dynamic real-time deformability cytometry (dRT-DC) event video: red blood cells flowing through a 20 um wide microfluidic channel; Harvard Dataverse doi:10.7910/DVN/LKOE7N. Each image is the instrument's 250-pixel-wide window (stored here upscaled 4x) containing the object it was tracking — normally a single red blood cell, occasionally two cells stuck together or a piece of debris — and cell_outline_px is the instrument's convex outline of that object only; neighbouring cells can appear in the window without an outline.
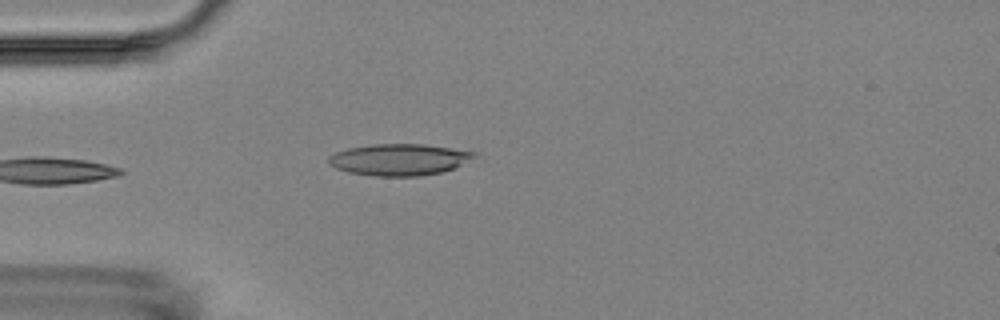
{"species": "Egyptian fruit bat (a non-hibernating species)", "species_latin": "Rousettus aegyptiacus", "temperature_condition": "room temperature", "stored_images_in_passage": 6, "camera_frame_rate_fps": 3000, "um_per_image_px": 0.085, "animal": {"sex": "female"}, "frame": {"image": 1, "passage_image": 5, "time_ms": 5.333, "image_size_px": [1000, 320], "cell_outline_px": [[480, 152], [476, 156], [452, 168], [440, 172], [420, 176], [376, 176], [348, 172], [336, 168], [328, 164], [328, 156], [336, 152], [348, 148], [372, 144], [424, 144]], "centroid_in_image_um": [33.91, 13.55], "position_along_channel_um": 51.1, "area_um2": 26.7}}